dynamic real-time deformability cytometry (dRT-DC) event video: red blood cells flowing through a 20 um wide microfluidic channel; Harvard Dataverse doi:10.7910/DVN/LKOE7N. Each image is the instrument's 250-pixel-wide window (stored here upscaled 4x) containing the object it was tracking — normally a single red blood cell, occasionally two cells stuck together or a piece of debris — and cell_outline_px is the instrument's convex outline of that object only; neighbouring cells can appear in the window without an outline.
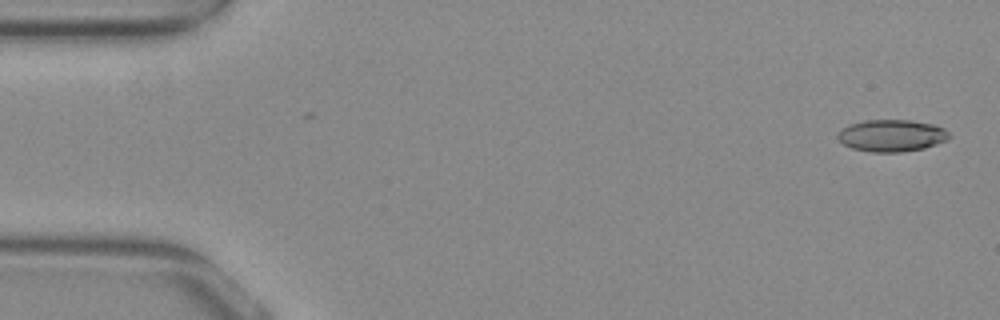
{"species": "common noctule bat (a hibernating species)", "species_latin": "Nyctalus noctula", "temperature_condition": "warm", "stored_images_in_passage": 53, "camera_frame_rate_fps": 3000, "um_per_image_px": 0.085, "animal": {"sex": "female", "body_mass_g": 29.2, "forearm_length_mm": 56.3}, "frame": {"image": 1, "passage_image": 2, "time_ms": 0.333, "image_size_px": [1000, 320], "cell_outline_px": [[952, 136], [948, 140], [924, 148], [900, 152], [872, 152], [852, 148], [844, 144], [836, 136], [848, 124], [864, 120], [912, 120], [932, 124], [944, 128]], "centroid_in_image_um": [75.82, 11.52], "position_along_channel_um": 9.2, "area_um2": 20.75}}
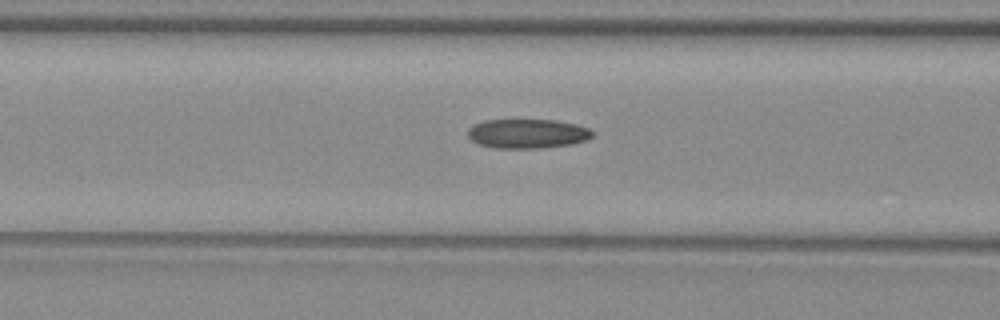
{"frame": {"image": 2, "passage_image": 21, "time_ms": 6.667, "image_size_px": [1000, 320], "cell_outline_px": [[592, 136], [588, 140], [568, 144], [540, 148], [496, 148], [476, 144], [468, 136], [468, 128], [472, 124], [484, 120], [556, 120], [576, 124], [588, 128], [592, 132]], "centroid_in_image_um": [44.78, 11.35], "position_along_channel_um": 121.8, "area_um2": 21.33}}
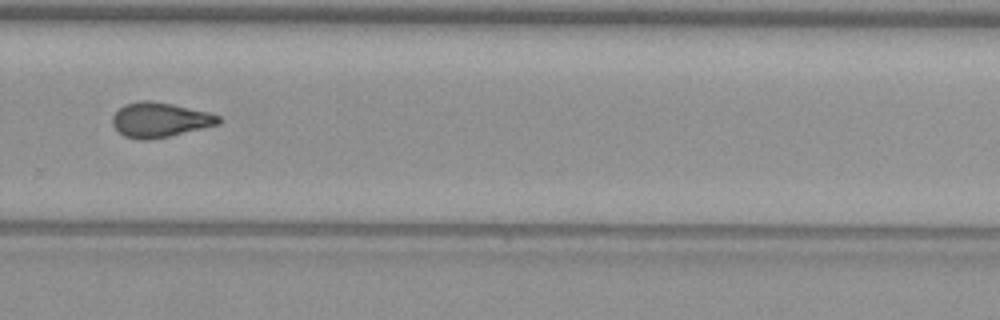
{"frame": {"image": 3, "passage_image": 36, "time_ms": 11.667, "image_size_px": [1000, 320], "cell_outline_px": [[220, 124], [168, 136], [148, 140], [140, 140], [124, 136], [112, 124], [112, 116], [124, 104], [140, 100], [148, 100], [172, 104], [208, 112], [220, 116]], "centroid_in_image_um": [13.57, 10.18], "position_along_channel_um": 316.2, "area_um2": 21.33}, "authors_computed_cell_mechanics": {"area_um2": 21.1548, "velocity_mm_per_s": 3.8941, "shape_relaxation_time_tau1_ms": null, "shape_relaxation_time_tau2_ms": 2.5102, "deformation_change_tau1": null, "deformation_change_tau2": 0.1037}}